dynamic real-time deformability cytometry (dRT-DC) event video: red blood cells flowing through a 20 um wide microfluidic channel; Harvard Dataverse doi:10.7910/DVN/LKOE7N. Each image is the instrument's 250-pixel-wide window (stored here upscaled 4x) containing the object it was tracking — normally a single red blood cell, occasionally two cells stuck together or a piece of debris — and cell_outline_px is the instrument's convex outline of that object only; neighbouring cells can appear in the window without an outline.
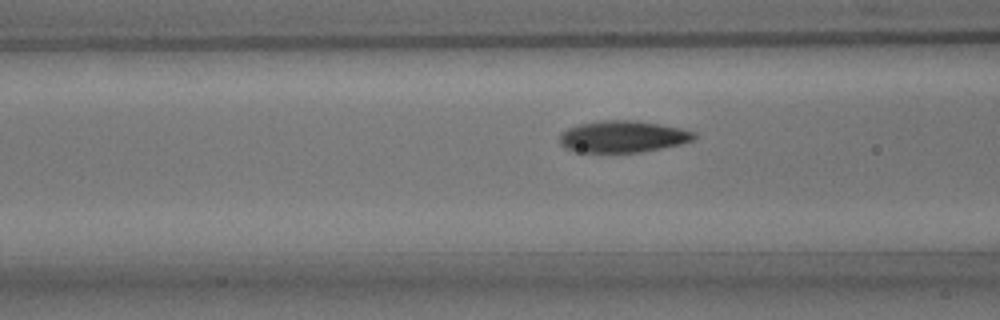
{"species": "common noctule bat (a hibernating species)", "species_latin": "Nyctalus noctula", "temperature_condition": "room temperature", "stored_images_in_passage": 17, "camera_frame_rate_fps": 3000, "um_per_image_px": 0.085, "animal": {"sex": "male", "body_mass_g": 15.6}, "frame": {"image": 1, "passage_image": 9, "time_ms": 2.667, "image_size_px": [1000, 320], "cell_outline_px": [[696, 136], [692, 140], [680, 144], [640, 152], [576, 152], [564, 148], [560, 144], [560, 132], [568, 128], [580, 124], [600, 120], [636, 120], [660, 124], [680, 128], [696, 132]], "centroid_in_image_um": [52.91, 11.6], "position_along_channel_um": 113.7, "area_um2": 24.91}}
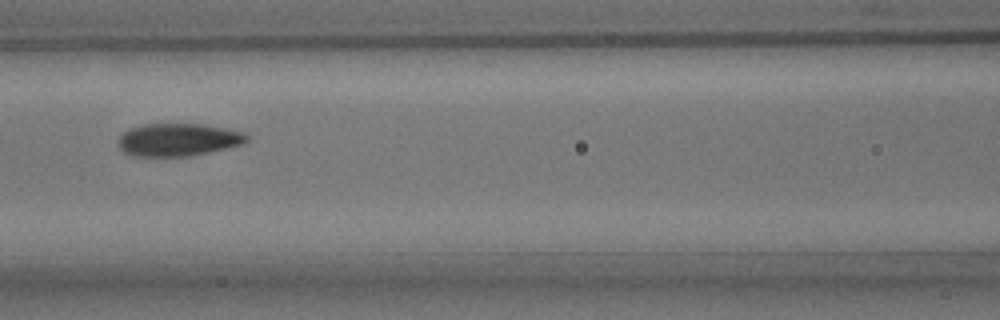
{"frame": {"image": 2, "passage_image": 12, "time_ms": 3.667, "image_size_px": [1000, 320], "cell_outline_px": [[248, 140], [244, 144], [228, 148], [188, 156], [132, 156], [124, 152], [120, 148], [120, 136], [128, 128], [144, 124], [204, 124], [244, 132], [248, 136]], "centroid_in_image_um": [15.17, 11.87], "position_along_channel_um": 151.4, "area_um2": 24.45}}
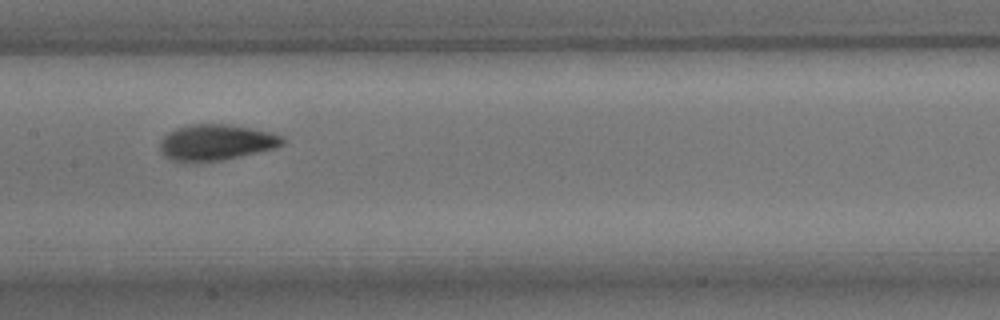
{"frame": {"image": 3, "passage_image": 15, "time_ms": 4.667, "image_size_px": [1000, 320], "cell_outline_px": [[284, 144], [276, 148], [224, 160], [172, 160], [164, 156], [160, 152], [160, 140], [168, 132], [176, 128], [192, 124], [228, 124], [268, 132], [280, 136], [284, 140]], "centroid_in_image_um": [18.35, 12.09], "position_along_channel_um": 189.0, "area_um2": 25.2}}